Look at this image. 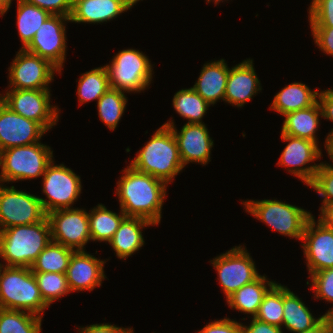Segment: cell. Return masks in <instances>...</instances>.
<instances>
[{"instance_id":"836d02e7","label":"cell","mask_w":333,"mask_h":333,"mask_svg":"<svg viewBox=\"0 0 333 333\" xmlns=\"http://www.w3.org/2000/svg\"><path fill=\"white\" fill-rule=\"evenodd\" d=\"M122 90L109 88L97 101L98 115L110 129L115 130L127 105V97Z\"/></svg>"},{"instance_id":"8fae6325","label":"cell","mask_w":333,"mask_h":333,"mask_svg":"<svg viewBox=\"0 0 333 333\" xmlns=\"http://www.w3.org/2000/svg\"><path fill=\"white\" fill-rule=\"evenodd\" d=\"M247 251L246 247L235 246L210 260L218 273L217 279L226 299L260 275L252 256Z\"/></svg>"},{"instance_id":"7402d4cb","label":"cell","mask_w":333,"mask_h":333,"mask_svg":"<svg viewBox=\"0 0 333 333\" xmlns=\"http://www.w3.org/2000/svg\"><path fill=\"white\" fill-rule=\"evenodd\" d=\"M229 68L225 59L205 63L193 89L210 105L225 97Z\"/></svg>"},{"instance_id":"e0dca14e","label":"cell","mask_w":333,"mask_h":333,"mask_svg":"<svg viewBox=\"0 0 333 333\" xmlns=\"http://www.w3.org/2000/svg\"><path fill=\"white\" fill-rule=\"evenodd\" d=\"M163 125L172 130L184 167L190 162L206 165L211 161L210 154L214 142L204 123H185L180 131L176 129L173 120Z\"/></svg>"},{"instance_id":"3957f363","label":"cell","mask_w":333,"mask_h":333,"mask_svg":"<svg viewBox=\"0 0 333 333\" xmlns=\"http://www.w3.org/2000/svg\"><path fill=\"white\" fill-rule=\"evenodd\" d=\"M129 165L170 184L184 168L172 130L164 125L157 129Z\"/></svg>"},{"instance_id":"f5cc1de1","label":"cell","mask_w":333,"mask_h":333,"mask_svg":"<svg viewBox=\"0 0 333 333\" xmlns=\"http://www.w3.org/2000/svg\"><path fill=\"white\" fill-rule=\"evenodd\" d=\"M116 1H136V0H116Z\"/></svg>"},{"instance_id":"7a4b0ae2","label":"cell","mask_w":333,"mask_h":333,"mask_svg":"<svg viewBox=\"0 0 333 333\" xmlns=\"http://www.w3.org/2000/svg\"><path fill=\"white\" fill-rule=\"evenodd\" d=\"M51 242L48 218L29 225H16L0 230V257L4 266L31 267L38 255Z\"/></svg>"},{"instance_id":"7bdbcfd3","label":"cell","mask_w":333,"mask_h":333,"mask_svg":"<svg viewBox=\"0 0 333 333\" xmlns=\"http://www.w3.org/2000/svg\"><path fill=\"white\" fill-rule=\"evenodd\" d=\"M318 102L322 110V117L333 122V90L327 89L325 91H320L318 93ZM331 130L332 131L329 132L325 139V148L327 145V138L330 135H333V128Z\"/></svg>"},{"instance_id":"b9f144b4","label":"cell","mask_w":333,"mask_h":333,"mask_svg":"<svg viewBox=\"0 0 333 333\" xmlns=\"http://www.w3.org/2000/svg\"><path fill=\"white\" fill-rule=\"evenodd\" d=\"M316 46L333 56V27H310Z\"/></svg>"},{"instance_id":"d590c367","label":"cell","mask_w":333,"mask_h":333,"mask_svg":"<svg viewBox=\"0 0 333 333\" xmlns=\"http://www.w3.org/2000/svg\"><path fill=\"white\" fill-rule=\"evenodd\" d=\"M44 302L50 306L55 300L70 293L65 273L33 272Z\"/></svg>"},{"instance_id":"d6986e66","label":"cell","mask_w":333,"mask_h":333,"mask_svg":"<svg viewBox=\"0 0 333 333\" xmlns=\"http://www.w3.org/2000/svg\"><path fill=\"white\" fill-rule=\"evenodd\" d=\"M105 263L106 260L97 259L85 250L74 251L65 273L70 292L92 291L100 287L102 280L107 278L104 274Z\"/></svg>"},{"instance_id":"4dcf8cb0","label":"cell","mask_w":333,"mask_h":333,"mask_svg":"<svg viewBox=\"0 0 333 333\" xmlns=\"http://www.w3.org/2000/svg\"><path fill=\"white\" fill-rule=\"evenodd\" d=\"M172 102L176 113L188 120L187 123H204L202 118L211 106L192 87L179 90Z\"/></svg>"},{"instance_id":"d4e9b609","label":"cell","mask_w":333,"mask_h":333,"mask_svg":"<svg viewBox=\"0 0 333 333\" xmlns=\"http://www.w3.org/2000/svg\"><path fill=\"white\" fill-rule=\"evenodd\" d=\"M289 288L283 285V326L292 333H299L316 326L325 316L314 318L308 307Z\"/></svg>"},{"instance_id":"d6a6232c","label":"cell","mask_w":333,"mask_h":333,"mask_svg":"<svg viewBox=\"0 0 333 333\" xmlns=\"http://www.w3.org/2000/svg\"><path fill=\"white\" fill-rule=\"evenodd\" d=\"M41 321L26 311L0 308V333H41Z\"/></svg>"},{"instance_id":"7c38bea8","label":"cell","mask_w":333,"mask_h":333,"mask_svg":"<svg viewBox=\"0 0 333 333\" xmlns=\"http://www.w3.org/2000/svg\"><path fill=\"white\" fill-rule=\"evenodd\" d=\"M9 70V89H50L55 72L61 71L50 61L20 49Z\"/></svg>"},{"instance_id":"f546056e","label":"cell","mask_w":333,"mask_h":333,"mask_svg":"<svg viewBox=\"0 0 333 333\" xmlns=\"http://www.w3.org/2000/svg\"><path fill=\"white\" fill-rule=\"evenodd\" d=\"M74 251L51 240L30 267L31 271L66 273Z\"/></svg>"},{"instance_id":"f1b7e54d","label":"cell","mask_w":333,"mask_h":333,"mask_svg":"<svg viewBox=\"0 0 333 333\" xmlns=\"http://www.w3.org/2000/svg\"><path fill=\"white\" fill-rule=\"evenodd\" d=\"M51 16V14L26 0H17V29L25 49L33 40L37 30Z\"/></svg>"},{"instance_id":"1f68e13d","label":"cell","mask_w":333,"mask_h":333,"mask_svg":"<svg viewBox=\"0 0 333 333\" xmlns=\"http://www.w3.org/2000/svg\"><path fill=\"white\" fill-rule=\"evenodd\" d=\"M77 96L79 104L99 100L110 88L106 66L91 69L83 73L78 81Z\"/></svg>"},{"instance_id":"f907efd6","label":"cell","mask_w":333,"mask_h":333,"mask_svg":"<svg viewBox=\"0 0 333 333\" xmlns=\"http://www.w3.org/2000/svg\"><path fill=\"white\" fill-rule=\"evenodd\" d=\"M325 316L327 317V319L329 321L331 333H333V311L328 312Z\"/></svg>"},{"instance_id":"cb8c5ba5","label":"cell","mask_w":333,"mask_h":333,"mask_svg":"<svg viewBox=\"0 0 333 333\" xmlns=\"http://www.w3.org/2000/svg\"><path fill=\"white\" fill-rule=\"evenodd\" d=\"M322 110L318 100L310 107L285 114L281 132L294 137L310 140L318 144L316 131Z\"/></svg>"},{"instance_id":"ba28073f","label":"cell","mask_w":333,"mask_h":333,"mask_svg":"<svg viewBox=\"0 0 333 333\" xmlns=\"http://www.w3.org/2000/svg\"><path fill=\"white\" fill-rule=\"evenodd\" d=\"M50 96V89H10L0 94V100L17 114L39 123L48 132L59 119V108L50 104Z\"/></svg>"},{"instance_id":"e575fe53","label":"cell","mask_w":333,"mask_h":333,"mask_svg":"<svg viewBox=\"0 0 333 333\" xmlns=\"http://www.w3.org/2000/svg\"><path fill=\"white\" fill-rule=\"evenodd\" d=\"M256 319L270 325L282 327L283 323V285L274 283L264 294Z\"/></svg>"},{"instance_id":"2e32d148","label":"cell","mask_w":333,"mask_h":333,"mask_svg":"<svg viewBox=\"0 0 333 333\" xmlns=\"http://www.w3.org/2000/svg\"><path fill=\"white\" fill-rule=\"evenodd\" d=\"M301 241L309 276L333 268V229L319 219L316 223L312 215L306 222Z\"/></svg>"},{"instance_id":"74e56055","label":"cell","mask_w":333,"mask_h":333,"mask_svg":"<svg viewBox=\"0 0 333 333\" xmlns=\"http://www.w3.org/2000/svg\"><path fill=\"white\" fill-rule=\"evenodd\" d=\"M311 284L307 281V285H310L313 290L314 298L324 299L325 301L333 302V268L320 270L310 275ZM333 311V307L325 313V315Z\"/></svg>"},{"instance_id":"30bf717a","label":"cell","mask_w":333,"mask_h":333,"mask_svg":"<svg viewBox=\"0 0 333 333\" xmlns=\"http://www.w3.org/2000/svg\"><path fill=\"white\" fill-rule=\"evenodd\" d=\"M46 217L39 196L0 183V230L38 223Z\"/></svg>"},{"instance_id":"7dc6e473","label":"cell","mask_w":333,"mask_h":333,"mask_svg":"<svg viewBox=\"0 0 333 333\" xmlns=\"http://www.w3.org/2000/svg\"><path fill=\"white\" fill-rule=\"evenodd\" d=\"M299 333H331L329 321L326 316L313 328Z\"/></svg>"},{"instance_id":"f6af8a7d","label":"cell","mask_w":333,"mask_h":333,"mask_svg":"<svg viewBox=\"0 0 333 333\" xmlns=\"http://www.w3.org/2000/svg\"><path fill=\"white\" fill-rule=\"evenodd\" d=\"M242 328L243 333H283L282 327L270 325L256 318H252L248 326L242 323Z\"/></svg>"},{"instance_id":"277c9868","label":"cell","mask_w":333,"mask_h":333,"mask_svg":"<svg viewBox=\"0 0 333 333\" xmlns=\"http://www.w3.org/2000/svg\"><path fill=\"white\" fill-rule=\"evenodd\" d=\"M0 308L20 310L43 317L44 302L29 267L0 266Z\"/></svg>"},{"instance_id":"bcb514c9","label":"cell","mask_w":333,"mask_h":333,"mask_svg":"<svg viewBox=\"0 0 333 333\" xmlns=\"http://www.w3.org/2000/svg\"><path fill=\"white\" fill-rule=\"evenodd\" d=\"M320 211L321 213L318 219L327 227L333 229V204L325 205Z\"/></svg>"},{"instance_id":"52a82bcc","label":"cell","mask_w":333,"mask_h":333,"mask_svg":"<svg viewBox=\"0 0 333 333\" xmlns=\"http://www.w3.org/2000/svg\"><path fill=\"white\" fill-rule=\"evenodd\" d=\"M144 53L136 49H123L106 64L110 88L127 93L141 92L151 84L153 66Z\"/></svg>"},{"instance_id":"9c48e42d","label":"cell","mask_w":333,"mask_h":333,"mask_svg":"<svg viewBox=\"0 0 333 333\" xmlns=\"http://www.w3.org/2000/svg\"><path fill=\"white\" fill-rule=\"evenodd\" d=\"M54 164L53 160L42 176V192L47 198H40V201L47 214L56 210L73 208L72 205L79 198L82 190L79 175L64 164Z\"/></svg>"},{"instance_id":"44dd1931","label":"cell","mask_w":333,"mask_h":333,"mask_svg":"<svg viewBox=\"0 0 333 333\" xmlns=\"http://www.w3.org/2000/svg\"><path fill=\"white\" fill-rule=\"evenodd\" d=\"M137 1L73 0L70 22L104 23L130 10Z\"/></svg>"},{"instance_id":"c3c4849f","label":"cell","mask_w":333,"mask_h":333,"mask_svg":"<svg viewBox=\"0 0 333 333\" xmlns=\"http://www.w3.org/2000/svg\"><path fill=\"white\" fill-rule=\"evenodd\" d=\"M12 0H0V15L3 16L10 8Z\"/></svg>"},{"instance_id":"6da1fadb","label":"cell","mask_w":333,"mask_h":333,"mask_svg":"<svg viewBox=\"0 0 333 333\" xmlns=\"http://www.w3.org/2000/svg\"><path fill=\"white\" fill-rule=\"evenodd\" d=\"M115 195L120 209L126 216L141 217L154 226L161 221L162 207L167 196V184L147 173L135 170L131 165L122 170Z\"/></svg>"},{"instance_id":"9a60e30c","label":"cell","mask_w":333,"mask_h":333,"mask_svg":"<svg viewBox=\"0 0 333 333\" xmlns=\"http://www.w3.org/2000/svg\"><path fill=\"white\" fill-rule=\"evenodd\" d=\"M281 138L283 141L288 142V144L282 151L277 165L287 167L289 173L301 179L308 186L320 166V163L309 164L320 159L322 156L318 144L310 140L283 134L282 132Z\"/></svg>"},{"instance_id":"484cf974","label":"cell","mask_w":333,"mask_h":333,"mask_svg":"<svg viewBox=\"0 0 333 333\" xmlns=\"http://www.w3.org/2000/svg\"><path fill=\"white\" fill-rule=\"evenodd\" d=\"M319 89L311 90L306 84L294 82L278 92L269 109L280 115L312 106L318 100Z\"/></svg>"},{"instance_id":"603a6c76","label":"cell","mask_w":333,"mask_h":333,"mask_svg":"<svg viewBox=\"0 0 333 333\" xmlns=\"http://www.w3.org/2000/svg\"><path fill=\"white\" fill-rule=\"evenodd\" d=\"M154 225L151 221L141 217L126 216L113 238L108 242L119 259H127L143 247L145 241L142 229Z\"/></svg>"},{"instance_id":"ac0fdd59","label":"cell","mask_w":333,"mask_h":333,"mask_svg":"<svg viewBox=\"0 0 333 333\" xmlns=\"http://www.w3.org/2000/svg\"><path fill=\"white\" fill-rule=\"evenodd\" d=\"M46 132L39 123L17 114L0 100V151L40 142Z\"/></svg>"},{"instance_id":"5bb4252c","label":"cell","mask_w":333,"mask_h":333,"mask_svg":"<svg viewBox=\"0 0 333 333\" xmlns=\"http://www.w3.org/2000/svg\"><path fill=\"white\" fill-rule=\"evenodd\" d=\"M69 17L51 15L35 33L26 51L50 61L60 71L66 57V26Z\"/></svg>"},{"instance_id":"4316f807","label":"cell","mask_w":333,"mask_h":333,"mask_svg":"<svg viewBox=\"0 0 333 333\" xmlns=\"http://www.w3.org/2000/svg\"><path fill=\"white\" fill-rule=\"evenodd\" d=\"M275 283L266 276L259 275L254 281L242 286L226 299L231 309L251 315L255 318L264 294Z\"/></svg>"},{"instance_id":"4fadbf2b","label":"cell","mask_w":333,"mask_h":333,"mask_svg":"<svg viewBox=\"0 0 333 333\" xmlns=\"http://www.w3.org/2000/svg\"><path fill=\"white\" fill-rule=\"evenodd\" d=\"M51 240L75 251L85 250L91 240L88 212L85 209H61L50 212Z\"/></svg>"},{"instance_id":"8d00e7d4","label":"cell","mask_w":333,"mask_h":333,"mask_svg":"<svg viewBox=\"0 0 333 333\" xmlns=\"http://www.w3.org/2000/svg\"><path fill=\"white\" fill-rule=\"evenodd\" d=\"M308 186L323 197L320 209L327 204H333V165L321 162L312 182Z\"/></svg>"},{"instance_id":"8992f818","label":"cell","mask_w":333,"mask_h":333,"mask_svg":"<svg viewBox=\"0 0 333 333\" xmlns=\"http://www.w3.org/2000/svg\"><path fill=\"white\" fill-rule=\"evenodd\" d=\"M242 204L246 212L266 223L272 230L298 240H302L306 222L312 216L311 212L301 207L276 199L246 200Z\"/></svg>"},{"instance_id":"816d5d0a","label":"cell","mask_w":333,"mask_h":333,"mask_svg":"<svg viewBox=\"0 0 333 333\" xmlns=\"http://www.w3.org/2000/svg\"><path fill=\"white\" fill-rule=\"evenodd\" d=\"M207 3L214 1L215 5L219 4V2H221L222 0H206ZM224 1V0H223Z\"/></svg>"},{"instance_id":"5b68a950","label":"cell","mask_w":333,"mask_h":333,"mask_svg":"<svg viewBox=\"0 0 333 333\" xmlns=\"http://www.w3.org/2000/svg\"><path fill=\"white\" fill-rule=\"evenodd\" d=\"M52 161L53 151L40 142L0 151V183L42 177Z\"/></svg>"},{"instance_id":"60d3db41","label":"cell","mask_w":333,"mask_h":333,"mask_svg":"<svg viewBox=\"0 0 333 333\" xmlns=\"http://www.w3.org/2000/svg\"><path fill=\"white\" fill-rule=\"evenodd\" d=\"M198 333H243V328L242 323L224 317L208 323Z\"/></svg>"},{"instance_id":"83f0119b","label":"cell","mask_w":333,"mask_h":333,"mask_svg":"<svg viewBox=\"0 0 333 333\" xmlns=\"http://www.w3.org/2000/svg\"><path fill=\"white\" fill-rule=\"evenodd\" d=\"M125 217L126 214L122 210L119 215L108 210L103 204H98L88 212L91 240L109 242Z\"/></svg>"},{"instance_id":"ee69618b","label":"cell","mask_w":333,"mask_h":333,"mask_svg":"<svg viewBox=\"0 0 333 333\" xmlns=\"http://www.w3.org/2000/svg\"><path fill=\"white\" fill-rule=\"evenodd\" d=\"M78 331L79 333H134L133 328L118 327L108 323L91 324L78 328Z\"/></svg>"},{"instance_id":"ffe728a7","label":"cell","mask_w":333,"mask_h":333,"mask_svg":"<svg viewBox=\"0 0 333 333\" xmlns=\"http://www.w3.org/2000/svg\"><path fill=\"white\" fill-rule=\"evenodd\" d=\"M252 59L229 68L224 101L242 107L262 90Z\"/></svg>"},{"instance_id":"681fc988","label":"cell","mask_w":333,"mask_h":333,"mask_svg":"<svg viewBox=\"0 0 333 333\" xmlns=\"http://www.w3.org/2000/svg\"><path fill=\"white\" fill-rule=\"evenodd\" d=\"M325 149H326L327 154L329 155L330 159L333 162V135H330L327 138V145H326Z\"/></svg>"},{"instance_id":"ab89813d","label":"cell","mask_w":333,"mask_h":333,"mask_svg":"<svg viewBox=\"0 0 333 333\" xmlns=\"http://www.w3.org/2000/svg\"><path fill=\"white\" fill-rule=\"evenodd\" d=\"M41 9L48 11L51 15H62L70 17L73 0H26Z\"/></svg>"},{"instance_id":"f35d334b","label":"cell","mask_w":333,"mask_h":333,"mask_svg":"<svg viewBox=\"0 0 333 333\" xmlns=\"http://www.w3.org/2000/svg\"><path fill=\"white\" fill-rule=\"evenodd\" d=\"M308 10L310 27H333V0H312Z\"/></svg>"}]
</instances>
